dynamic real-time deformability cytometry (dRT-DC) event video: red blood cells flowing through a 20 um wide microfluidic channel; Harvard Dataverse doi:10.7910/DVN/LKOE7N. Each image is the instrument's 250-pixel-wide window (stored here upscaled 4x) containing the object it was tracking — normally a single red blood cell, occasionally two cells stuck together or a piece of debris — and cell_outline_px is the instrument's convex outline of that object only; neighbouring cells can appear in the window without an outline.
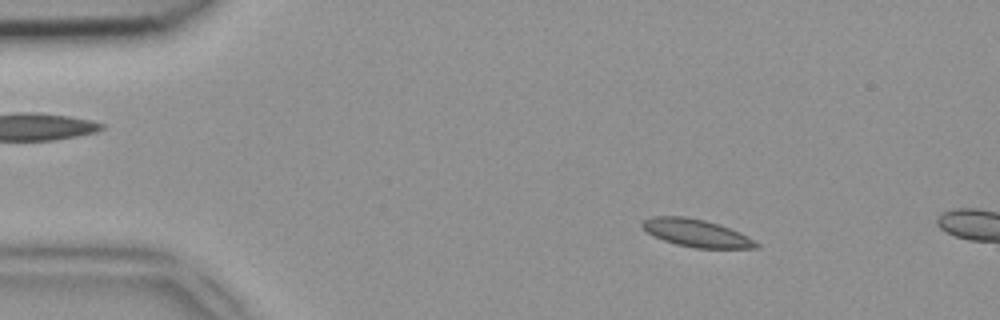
{"species": "common noctule bat (a hibernating species)", "species_latin": "Nyctalus noctula", "temperature_condition": "room temperature", "stored_images_in_passage": 5, "camera_frame_rate_fps": 3000, "um_per_image_px": 0.085, "animal": {"sex": "female", "body_mass_g": 18.4}, "frame": {"image": 1, "passage_image": 3, "time_ms": 0.667, "image_size_px": [1000, 320], "cell_outline_px": [[760, 248], [696, 248], [676, 244], [664, 240], [648, 232], [640, 224], [644, 220], [652, 216], [684, 216], [704, 220], [740, 232], [748, 236], [760, 244]], "centroid_in_image_um": [59.22, 19.81], "position_along_channel_um": 25.8, "area_um2": 18.09}}